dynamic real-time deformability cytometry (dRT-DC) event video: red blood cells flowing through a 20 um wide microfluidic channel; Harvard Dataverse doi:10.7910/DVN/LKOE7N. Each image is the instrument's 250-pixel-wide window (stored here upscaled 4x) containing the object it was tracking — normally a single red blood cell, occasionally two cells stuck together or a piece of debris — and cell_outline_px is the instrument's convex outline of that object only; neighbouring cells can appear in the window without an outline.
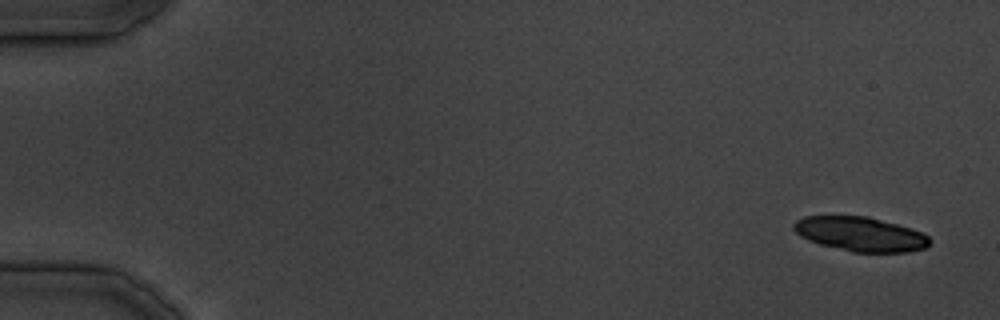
{"species": "common noctule bat (a hibernating species)", "species_latin": "Nyctalus noctula", "temperature_condition": "cold", "stored_images_in_passage": 37, "segment_of_instrument_passage": [1, 2], "camera_frame_rate_fps": 3000, "um_per_image_px": 0.085, "animal": {"sex": "male", "body_mass_g": 19.5, "forearm_length_mm": 54.6}, "frame": {"image": 1, "passage_image": 1, "time_ms": 0.0, "image_size_px": [1000, 320], "cell_outline_px": [[932, 240], [924, 248], [908, 252], [852, 252], [820, 244], [808, 240], [800, 236], [792, 228], [792, 224], [796, 220], [804, 216], [868, 216], [912, 228], [928, 236]], "centroid_in_image_um": [73.12, 19.89], "position_along_channel_um": 11.9, "area_um2": 27.28}}